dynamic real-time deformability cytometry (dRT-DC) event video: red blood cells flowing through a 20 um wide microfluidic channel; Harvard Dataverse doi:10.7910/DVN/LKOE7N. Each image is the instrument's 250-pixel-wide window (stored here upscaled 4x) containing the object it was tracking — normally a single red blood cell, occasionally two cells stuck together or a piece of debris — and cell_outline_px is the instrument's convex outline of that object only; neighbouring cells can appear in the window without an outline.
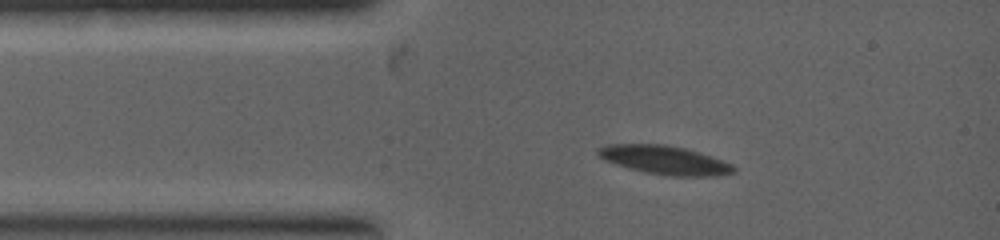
{"species": "common noctule bat (a hibernating species)", "species_latin": "Nyctalus noctula", "temperature_condition": "warm", "stored_images_in_passage": 1, "camera_frame_rate_fps": 5000, "um_per_image_px": 0.085, "animal": {"sex": "female", "body_mass_g": 19.0, "forearm_length_mm": 53.3}, "frame": {"image": 1, "passage_image": 1, "time_ms": 0.0, "image_size_px": [1000, 240], "cell_outline_px": [[736, 172], [716, 176], [672, 176], [644, 172], [628, 168], [604, 160], [596, 152], [596, 148], [608, 144], [664, 144], [684, 148], [700, 152], [712, 156], [732, 164], [736, 168]], "centroid_in_image_um": [56.5, 13.6], "position_along_channel_um": 28.5, "area_um2": 22.77}}